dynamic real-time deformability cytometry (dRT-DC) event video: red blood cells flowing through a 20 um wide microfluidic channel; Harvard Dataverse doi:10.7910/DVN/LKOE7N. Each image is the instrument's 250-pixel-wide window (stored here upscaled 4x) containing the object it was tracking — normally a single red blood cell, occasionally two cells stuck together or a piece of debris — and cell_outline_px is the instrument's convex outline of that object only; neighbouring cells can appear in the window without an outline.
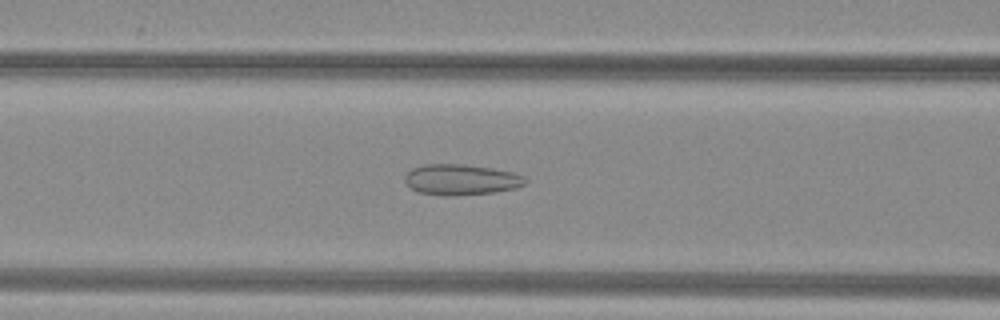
{"species": "common noctule bat (a hibernating species)", "species_latin": "Nyctalus noctula", "temperature_condition": "warm", "stored_images_in_passage": 40, "camera_frame_rate_fps": 3000, "um_per_image_px": 0.085, "animal": {"sex": "female", "body_mass_g": 29.2, "forearm_length_mm": 56.3}, "frame": {"image": 1, "passage_image": 11, "time_ms": 3.333, "image_size_px": [1000, 320], "cell_outline_px": [[528, 180], [524, 184], [516, 188], [496, 192], [444, 196], [420, 192], [412, 188], [404, 180], [404, 176], [412, 168], [424, 164], [460, 164], [492, 168], [512, 172], [524, 176]], "centroid_in_image_um": [39.2, 15.26], "position_along_channel_um": 127.4, "area_um2": 21.44}}
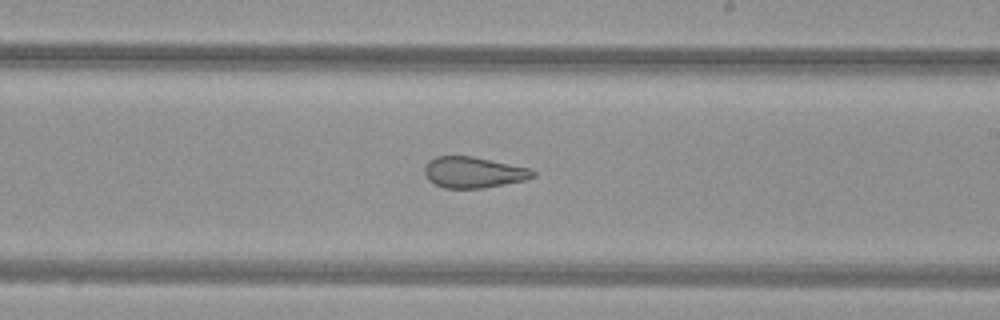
{"frame": {"image": 2, "passage_image": 20, "time_ms": 6.333, "image_size_px": [1000, 320], "cell_outline_px": [[536, 176], [528, 180], [484, 188], [444, 188], [428, 180], [424, 172], [424, 164], [428, 160], [436, 156], [472, 156], [532, 168], [536, 172]], "centroid_in_image_um": [40.28, 14.65], "position_along_channel_um": 248.7, "area_um2": 19.94}}
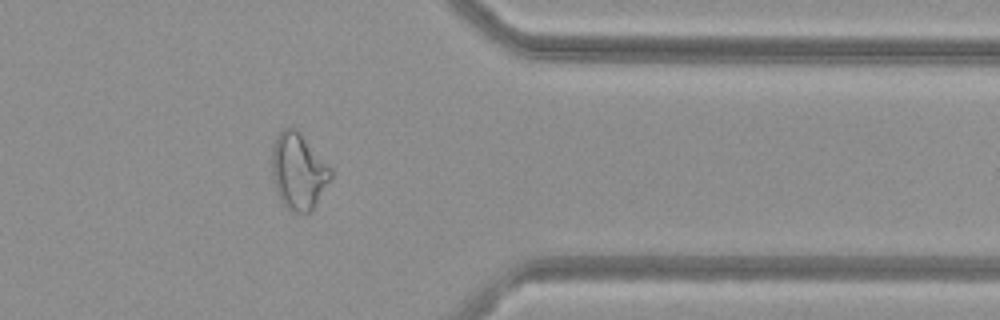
{"frame": {"image": 3, "passage_image": 31, "time_ms": 10.0, "image_size_px": [1000, 320], "cell_outline_px": [[332, 176], [316, 204], [308, 212], [296, 212], [288, 208], [280, 200], [272, 180], [272, 144], [276, 136], [284, 128], [292, 128], [300, 132], [332, 168]], "centroid_in_image_um": [25.35, 14.54], "position_along_channel_um": 386.0, "area_um2": 26.01}, "authors_computed_cell_mechanics": {"area_um2": 22.8888, "velocity_mm_per_s": 4.0627, "shape_relaxation_time_tau1_ms": null, "shape_relaxation_time_tau2_ms": 1.296, "deformation_change_tau1": null, "deformation_change_tau2": 0.0889}}